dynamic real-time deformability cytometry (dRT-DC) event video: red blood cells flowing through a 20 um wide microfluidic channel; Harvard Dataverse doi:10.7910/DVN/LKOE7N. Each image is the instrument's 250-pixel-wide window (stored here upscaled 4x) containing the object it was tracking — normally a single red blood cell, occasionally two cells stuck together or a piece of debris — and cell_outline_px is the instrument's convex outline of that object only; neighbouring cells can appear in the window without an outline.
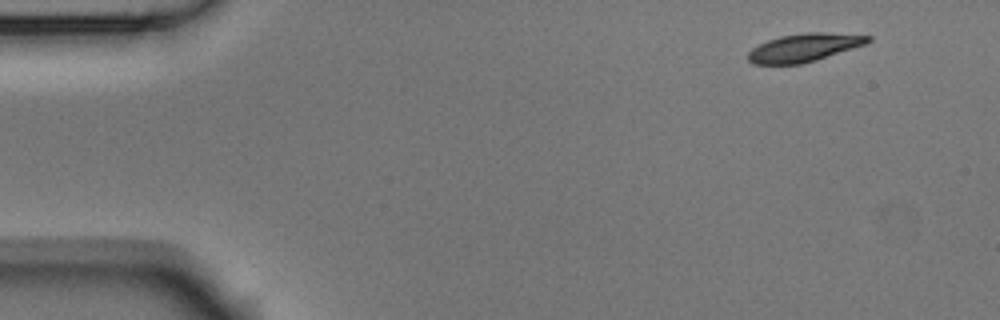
{"species": "Egyptian fruit bat (a non-hibernating species)", "species_latin": "Rousettus aegyptiacus", "temperature_condition": "room temperature", "stored_images_in_passage": 50, "camera_frame_rate_fps": 3000, "um_per_image_px": 0.085, "animal": {"sex": "male"}, "frame": {"image": 1, "passage_image": 1, "time_ms": 0.0, "image_size_px": [1000, 320], "cell_outline_px": [[872, 40], [864, 44], [816, 60], [800, 64], [752, 64], [748, 60], [748, 52], [752, 48], [768, 40], [780, 36], [804, 32], [820, 32], [872, 36]], "centroid_in_image_um": [68.31, 4.04], "position_along_channel_um": 16.7, "area_um2": 19.42}}
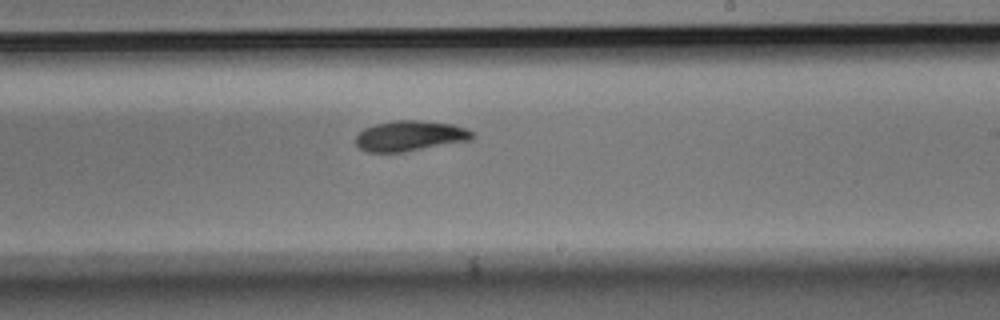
{"frame": {"image": 2, "passage_image": 28, "time_ms": 9.0, "image_size_px": [1000, 320], "cell_outline_px": [[472, 140], [404, 152], [368, 152], [360, 148], [356, 144], [356, 136], [364, 128], [376, 124], [392, 120], [420, 120], [452, 124], [464, 128], [472, 132]], "centroid_in_image_um": [34.83, 11.55], "position_along_channel_um": 254.2, "area_um2": 20.58}}
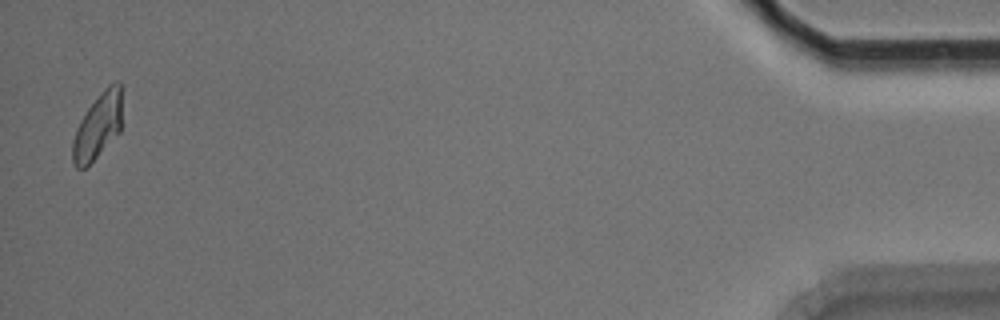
{"frame": {"image": 3, "passage_image": 49, "time_ms": 16.0, "image_size_px": [1000, 320], "cell_outline_px": [[120, 132], [84, 168], [76, 168], [72, 160], [72, 140], [76, 128], [80, 120], [88, 108], [104, 88], [108, 84], [116, 80], [120, 80]], "centroid_in_image_um": [8.29, 10.7], "position_along_channel_um": 426.9, "area_um2": 18.55}, "authors_computed_cell_mechanics": {"area_um2": 20.23, "velocity_mm_per_s": 3.7355, "shape_relaxation_time_tau1_ms": 3.3449, "shape_relaxation_time_tau2_ms": 5.4979, "deformation_change_tau1": 0.1238, "deformation_change_tau2": 0.092}}